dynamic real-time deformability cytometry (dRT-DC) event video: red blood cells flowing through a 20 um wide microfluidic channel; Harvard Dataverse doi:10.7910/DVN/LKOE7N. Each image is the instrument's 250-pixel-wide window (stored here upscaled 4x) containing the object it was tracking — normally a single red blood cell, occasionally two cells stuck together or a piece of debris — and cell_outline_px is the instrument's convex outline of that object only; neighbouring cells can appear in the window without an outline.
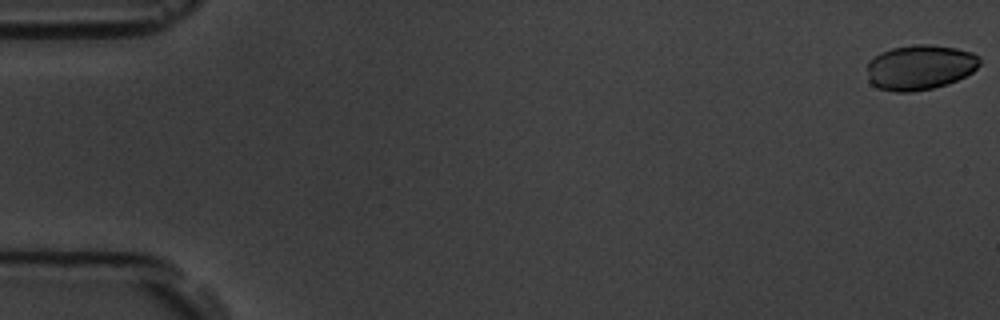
{"species": "common noctule bat (a hibernating species)", "species_latin": "Nyctalus noctula", "temperature_condition": "room temperature", "stored_images_in_passage": 5, "camera_frame_rate_fps": 3000, "um_per_image_px": 0.085, "animal": {"sex": "male", "body_mass_g": 19.5, "forearm_length_mm": 54.6}, "frame": {"image": 1, "passage_image": 1, "time_ms": 0.0, "image_size_px": [1000, 320], "cell_outline_px": [[980, 64], [972, 72], [948, 84], [932, 88], [912, 92], [896, 92], [876, 88], [868, 80], [868, 60], [880, 52], [892, 48], [916, 44], [928, 44], [956, 48], [972, 52], [980, 56]], "centroid_in_image_um": [78.18, 5.72], "position_along_channel_um": 6.8, "area_um2": 29.71}}